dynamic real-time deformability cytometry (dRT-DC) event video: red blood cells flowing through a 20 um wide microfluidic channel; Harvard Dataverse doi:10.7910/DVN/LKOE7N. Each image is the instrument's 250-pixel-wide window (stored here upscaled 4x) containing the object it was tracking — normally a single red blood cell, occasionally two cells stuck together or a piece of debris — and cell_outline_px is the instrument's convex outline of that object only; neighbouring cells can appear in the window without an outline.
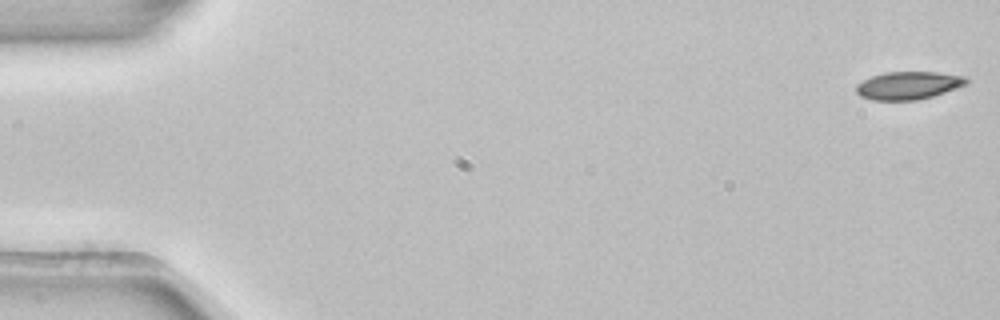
{"species": "common noctule bat (a hibernating species)", "species_latin": "Nyctalus noctula", "temperature_condition": "room temperature", "stored_images_in_passage": 5, "camera_frame_rate_fps": 3000, "um_per_image_px": 0.085, "animal": {"sex": "female", "body_mass_g": 22.7, "forearm_length_mm": 54.2}, "frame": {"image": 1, "passage_image": 1, "time_ms": 0.0, "image_size_px": [1000, 320], "cell_outline_px": [[968, 84], [932, 96], [916, 100], [872, 100], [860, 96], [856, 92], [856, 84], [872, 76], [884, 72], [936, 72], [964, 76], [968, 80]], "centroid_in_image_um": [77.19, 7.26], "position_along_channel_um": 7.8, "area_um2": 17.8}}
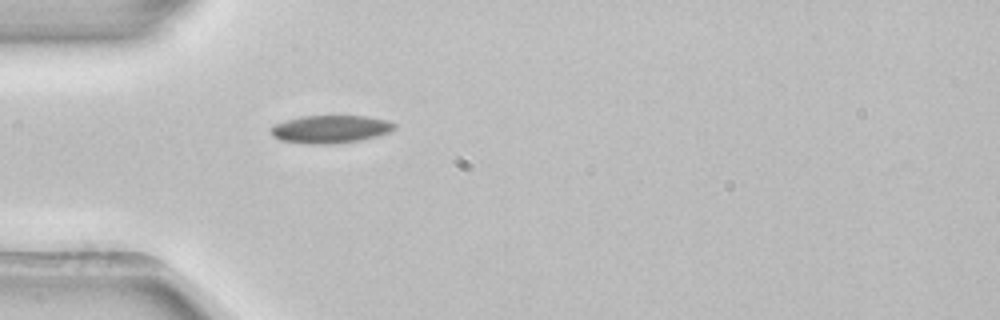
{"frame": {"image": 2, "passage_image": 5, "time_ms": 1.333, "image_size_px": [1000, 320], "cell_outline_px": [[396, 128], [388, 132], [376, 136], [360, 140], [332, 144], [304, 144], [280, 140], [272, 136], [272, 128], [276, 124], [284, 120], [300, 116], [368, 116], [388, 120], [396, 124]], "centroid_in_image_um": [28.09, 10.98], "position_along_channel_um": 56.9, "area_um2": 20.11}}